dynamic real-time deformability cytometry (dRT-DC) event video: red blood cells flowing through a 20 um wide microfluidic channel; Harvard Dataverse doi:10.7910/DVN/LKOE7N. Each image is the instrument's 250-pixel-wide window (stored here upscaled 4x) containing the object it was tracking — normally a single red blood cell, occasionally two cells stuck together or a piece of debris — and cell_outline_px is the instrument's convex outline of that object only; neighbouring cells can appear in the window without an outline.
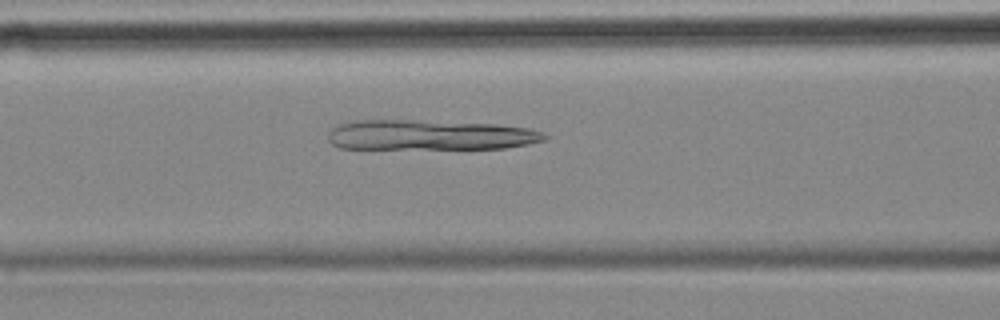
{"species": "common noctule bat (a hibernating species)", "species_latin": "Nyctalus noctula", "temperature_condition": "cold", "stored_images_in_passage": 54, "camera_frame_rate_fps": 3000, "um_per_image_px": 0.085, "animal": {"sex": "female", "body_mass_g": 18.4}, "frame": {"image": 1, "passage_image": 21, "time_ms": 6.667, "image_size_px": [1000, 320], "cell_outline_px": [[548, 136], [544, 140], [528, 144], [504, 148], [340, 148], [332, 144], [328, 140], [328, 132], [332, 128], [340, 124], [356, 120], [412, 120], [496, 124], [528, 128], [544, 132]], "centroid_in_image_um": [36.54, 11.47], "position_along_channel_um": 130.1, "area_um2": 37.86}}
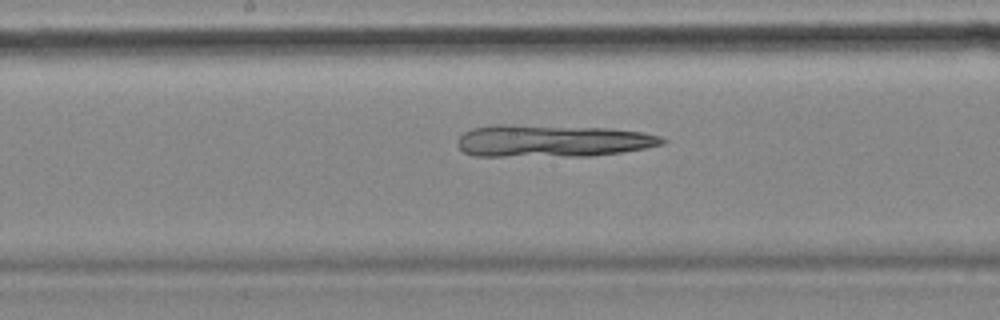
{"frame": {"image": 2, "passage_image": 27, "time_ms": 8.667, "image_size_px": [1000, 320], "cell_outline_px": [[668, 140], [664, 144], [644, 148], [620, 152], [592, 156], [476, 156], [464, 152], [456, 144], [456, 140], [464, 132], [472, 128], [496, 124], [512, 124], [608, 128], [640, 132], [660, 136]], "centroid_in_image_um": [46.91, 11.97], "position_along_channel_um": 201.3, "area_um2": 38.67}}
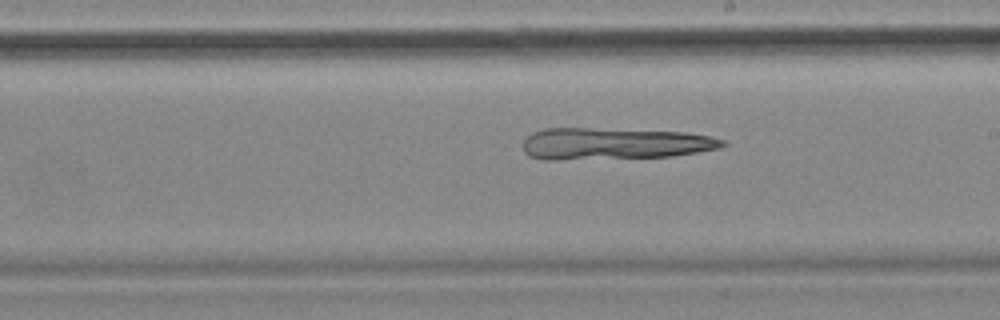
{"frame": {"image": 3, "passage_image": 30, "time_ms": 9.667, "image_size_px": [1000, 320], "cell_outline_px": [[728, 144], [720, 148], [700, 152], [672, 156], [556, 160], [544, 160], [528, 156], [524, 152], [524, 140], [532, 132], [544, 128], [588, 128], [684, 132], [712, 136], [724, 140]], "centroid_in_image_um": [52.21, 12.21], "position_along_channel_um": 236.8, "area_um2": 37.11}}